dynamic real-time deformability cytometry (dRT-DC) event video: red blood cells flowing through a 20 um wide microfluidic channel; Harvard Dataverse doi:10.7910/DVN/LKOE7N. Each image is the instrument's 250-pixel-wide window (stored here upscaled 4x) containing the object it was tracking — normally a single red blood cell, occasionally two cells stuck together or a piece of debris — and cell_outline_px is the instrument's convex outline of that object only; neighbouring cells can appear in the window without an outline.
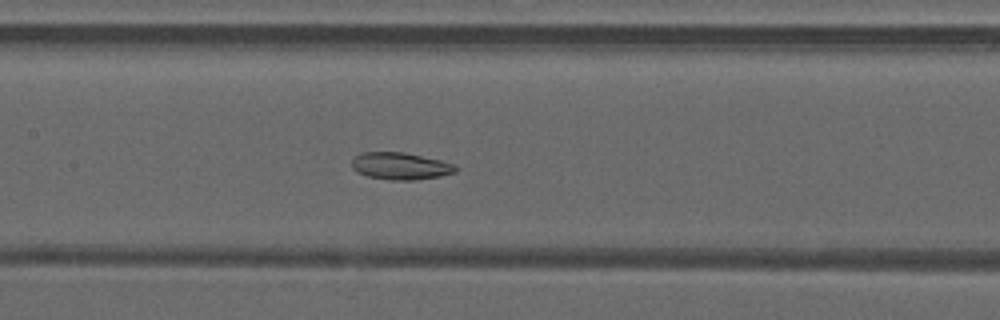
{"species": "common noctule bat (a hibernating species)", "species_latin": "Nyctalus noctula", "temperature_condition": "warm", "stored_images_in_passage": 51, "camera_frame_rate_fps": 3000, "um_per_image_px": 0.085, "animal": {"sex": "male", "forearm_length_mm": 52.5}, "frame": {"image": 1, "passage_image": 25, "time_ms": 8.0, "image_size_px": [1000, 320], "cell_outline_px": [[456, 172], [440, 176], [416, 180], [392, 180], [368, 176], [356, 172], [352, 168], [352, 160], [360, 152], [404, 152], [440, 160], [456, 164]], "centroid_in_image_um": [34.03, 14.11], "position_along_channel_um": 173.4, "area_um2": 16.42}}
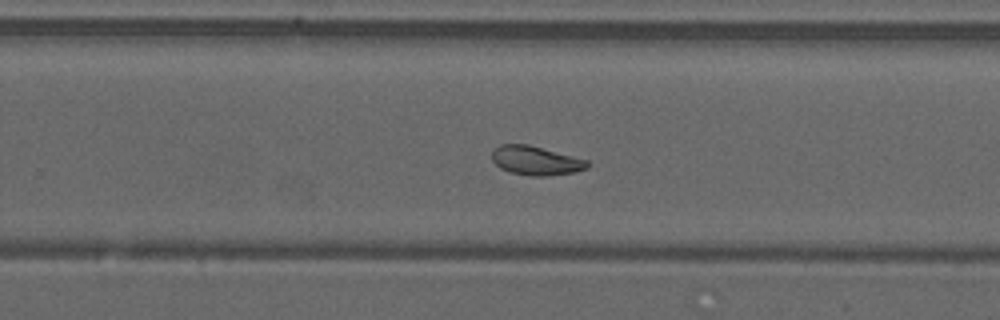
{"frame": {"image": 2, "passage_image": 33, "time_ms": 10.667, "image_size_px": [1000, 320], "cell_outline_px": [[588, 168], [576, 172], [548, 176], [528, 176], [508, 172], [500, 168], [492, 160], [492, 152], [500, 144], [528, 144], [588, 160]], "centroid_in_image_um": [45.54, 13.66], "position_along_channel_um": 284.3, "area_um2": 16.24}}
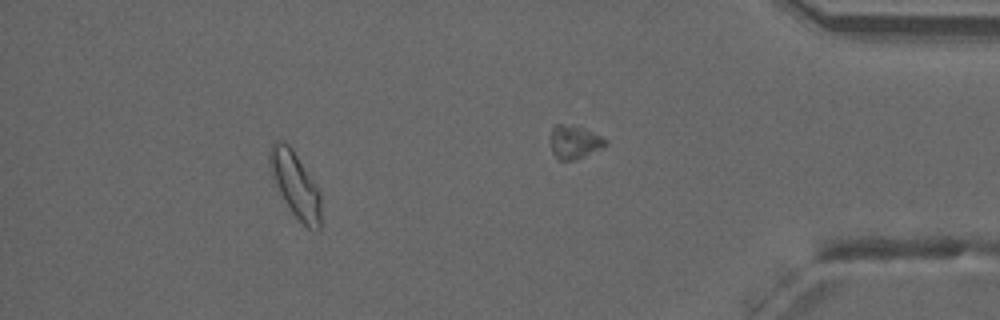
{"frame": {"image": 3, "passage_image": 46, "time_ms": 15.0, "image_size_px": [1000, 320], "cell_outline_px": [[320, 228], [308, 228], [292, 212], [284, 200], [276, 184], [268, 164], [268, 152], [272, 144], [276, 140], [284, 140], [288, 144], [320, 192]], "centroid_in_image_um": [25.07, 15.65], "position_along_channel_um": 410.1, "area_um2": 18.84}, "authors_computed_cell_mechanics": {"area_um2": 18.8428, "velocity_mm_per_s": 4.1807, "shape_relaxation_time_tau1_ms": null, "shape_relaxation_time_tau2_ms": 2.0262, "deformation_change_tau1": null, "deformation_change_tau2": 0.0588}}